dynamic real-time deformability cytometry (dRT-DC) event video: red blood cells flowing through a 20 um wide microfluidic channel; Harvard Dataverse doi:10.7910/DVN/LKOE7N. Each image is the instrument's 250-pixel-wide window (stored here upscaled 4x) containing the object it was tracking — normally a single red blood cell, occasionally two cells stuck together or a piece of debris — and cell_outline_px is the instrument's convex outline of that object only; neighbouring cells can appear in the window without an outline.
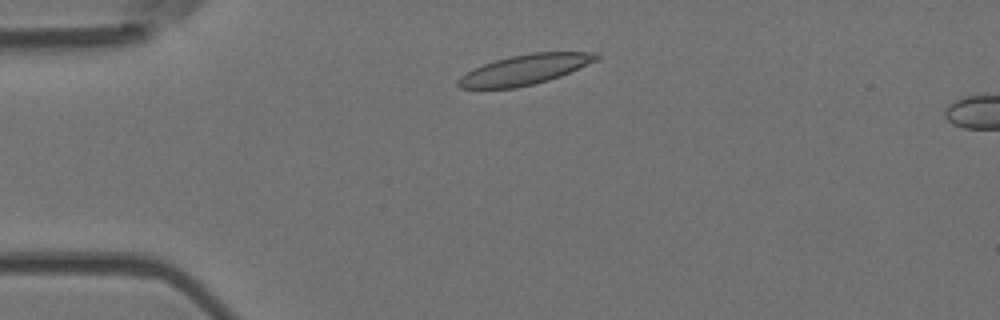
{"species": "Egyptian fruit bat (a non-hibernating species)", "species_latin": "Rousettus aegyptiacus", "temperature_condition": "room temperature", "stored_images_in_passage": 3, "camera_frame_rate_fps": 3000, "um_per_image_px": 0.085, "animal": {"sex": "female"}, "frame": {"image": 1, "passage_image": 2, "time_ms": 0.333, "image_size_px": [1000, 320], "cell_outline_px": [[600, 56], [596, 60], [560, 76], [548, 80], [516, 88], [460, 88], [456, 84], [456, 80], [460, 76], [472, 68], [508, 56], [532, 52], [600, 52]], "centroid_in_image_um": [44.57, 5.91], "position_along_channel_um": 40.4, "area_um2": 24.1}}